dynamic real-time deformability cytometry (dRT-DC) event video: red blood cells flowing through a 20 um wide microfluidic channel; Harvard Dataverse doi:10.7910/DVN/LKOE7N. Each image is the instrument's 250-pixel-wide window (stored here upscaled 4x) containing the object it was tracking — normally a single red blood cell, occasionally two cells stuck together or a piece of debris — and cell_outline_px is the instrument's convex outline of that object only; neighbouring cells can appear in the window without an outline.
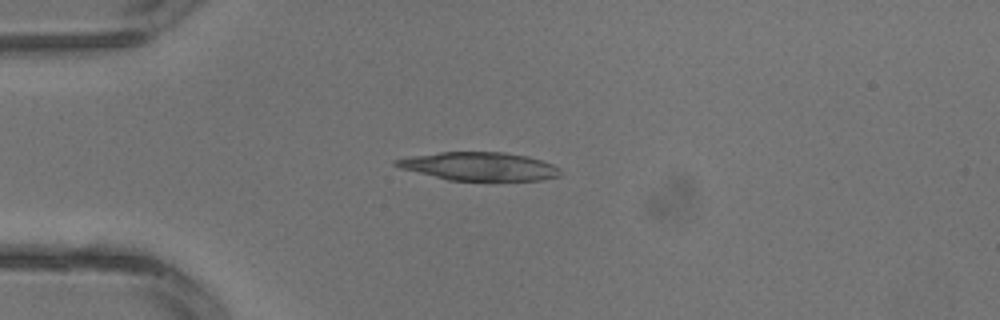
{"species": "common noctule bat (a hibernating species)", "species_latin": "Nyctalus noctula", "temperature_condition": "warm", "stored_images_in_passage": 3, "camera_frame_rate_fps": 3000, "um_per_image_px": 0.085, "animal": {"sex": "male", "body_mass_g": 13.3}, "frame": {"image": 1, "passage_image": 3, "time_ms": 0.667, "image_size_px": [1000, 320], "cell_outline_px": [[560, 176], [540, 180], [448, 180], [400, 168], [392, 164], [392, 160], [412, 156], [440, 152], [504, 152], [528, 156], [552, 164], [560, 168]], "centroid_in_image_um": [40.72, 14.13], "position_along_channel_um": 44.3, "area_um2": 26.99}}